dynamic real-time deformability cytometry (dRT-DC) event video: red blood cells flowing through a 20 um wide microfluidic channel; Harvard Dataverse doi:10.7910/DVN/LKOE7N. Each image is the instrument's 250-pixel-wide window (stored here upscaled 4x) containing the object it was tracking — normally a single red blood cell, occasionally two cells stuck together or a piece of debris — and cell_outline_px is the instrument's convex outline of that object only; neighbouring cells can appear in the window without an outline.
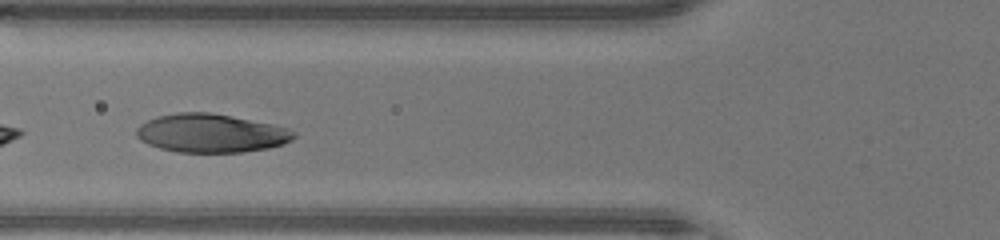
{"species": "human", "species_latin": "Homo sapiens", "temperature_condition": "warm", "stored_images_in_passage": 26, "segment_of_instrument_passage": [2, 2], "camera_frame_rate_fps": 3000, "um_per_image_px": 0.085, "donor": {"sex": "male"}, "frame": {"image": 1, "passage_image": 11, "time_ms": 3.333, "image_size_px": [1000, 240], "cell_outline_px": [[296, 136], [292, 140], [284, 144], [268, 148], [244, 152], [176, 152], [160, 148], [148, 144], [140, 140], [136, 136], [136, 128], [140, 124], [156, 116], [176, 112], [208, 112], [272, 124], [288, 128], [296, 132]], "centroid_in_image_um": [17.92, 11.32], "position_along_channel_um": 107.9, "area_um2": 35.43}}
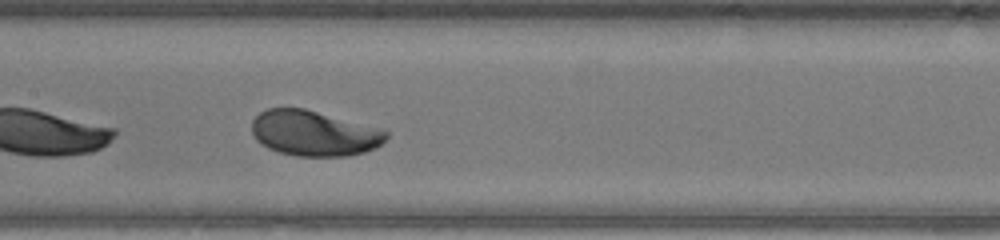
{"frame": {"image": 2, "passage_image": 16, "time_ms": 5.0, "image_size_px": [1000, 240], "cell_outline_px": [[388, 136], [376, 148], [364, 152], [348, 156], [296, 156], [280, 152], [268, 148], [260, 144], [256, 140], [252, 132], [252, 120], [260, 112], [268, 108], [304, 108], [384, 128], [388, 132]], "centroid_in_image_um": [26.72, 11.32], "position_along_channel_um": 180.7, "area_um2": 35.89}}
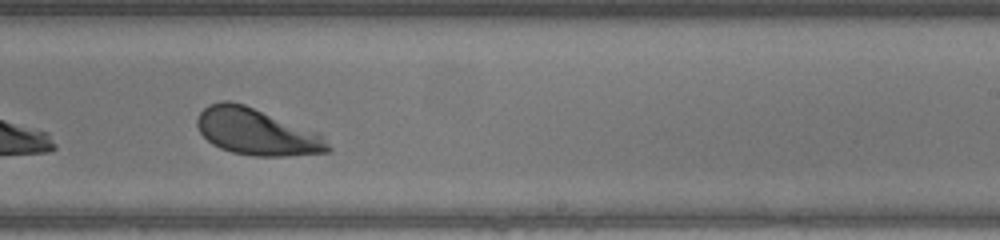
{"frame": {"image": 3, "passage_image": 22, "time_ms": 7.0, "image_size_px": [1000, 240], "cell_outline_px": [[332, 152], [288, 156], [252, 156], [232, 152], [220, 148], [212, 144], [200, 132], [196, 124], [196, 120], [200, 112], [208, 104], [220, 100], [228, 100], [244, 104], [320, 132], [332, 148]], "centroid_in_image_um": [21.84, 11.2], "position_along_channel_um": 267.2, "area_um2": 35.95}}